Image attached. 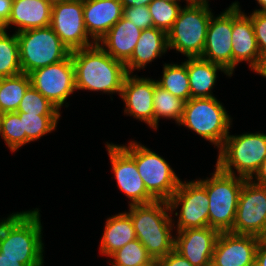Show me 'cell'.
<instances>
[{
    "label": "cell",
    "mask_w": 266,
    "mask_h": 266,
    "mask_svg": "<svg viewBox=\"0 0 266 266\" xmlns=\"http://www.w3.org/2000/svg\"><path fill=\"white\" fill-rule=\"evenodd\" d=\"M39 209L12 213L0 221V253L22 259L24 266H43L44 244Z\"/></svg>",
    "instance_id": "obj_1"
},
{
    "label": "cell",
    "mask_w": 266,
    "mask_h": 266,
    "mask_svg": "<svg viewBox=\"0 0 266 266\" xmlns=\"http://www.w3.org/2000/svg\"><path fill=\"white\" fill-rule=\"evenodd\" d=\"M76 90L102 91L120 96L127 71L97 43L71 51Z\"/></svg>",
    "instance_id": "obj_2"
},
{
    "label": "cell",
    "mask_w": 266,
    "mask_h": 266,
    "mask_svg": "<svg viewBox=\"0 0 266 266\" xmlns=\"http://www.w3.org/2000/svg\"><path fill=\"white\" fill-rule=\"evenodd\" d=\"M129 207L126 213L131 217L137 239L152 259H161L174 250L175 236L171 231L175 223L167 201Z\"/></svg>",
    "instance_id": "obj_3"
},
{
    "label": "cell",
    "mask_w": 266,
    "mask_h": 266,
    "mask_svg": "<svg viewBox=\"0 0 266 266\" xmlns=\"http://www.w3.org/2000/svg\"><path fill=\"white\" fill-rule=\"evenodd\" d=\"M208 0L189 1L181 8L172 28L167 32L168 49L184 56L201 57L206 43L207 28L213 13Z\"/></svg>",
    "instance_id": "obj_4"
},
{
    "label": "cell",
    "mask_w": 266,
    "mask_h": 266,
    "mask_svg": "<svg viewBox=\"0 0 266 266\" xmlns=\"http://www.w3.org/2000/svg\"><path fill=\"white\" fill-rule=\"evenodd\" d=\"M266 158V134L228 135L219 149L216 166L225 173L250 180ZM236 169V171L233 170Z\"/></svg>",
    "instance_id": "obj_5"
},
{
    "label": "cell",
    "mask_w": 266,
    "mask_h": 266,
    "mask_svg": "<svg viewBox=\"0 0 266 266\" xmlns=\"http://www.w3.org/2000/svg\"><path fill=\"white\" fill-rule=\"evenodd\" d=\"M247 179L222 172L217 166L211 178L198 180L209 199V227L229 232L234 225L238 198Z\"/></svg>",
    "instance_id": "obj_6"
},
{
    "label": "cell",
    "mask_w": 266,
    "mask_h": 266,
    "mask_svg": "<svg viewBox=\"0 0 266 266\" xmlns=\"http://www.w3.org/2000/svg\"><path fill=\"white\" fill-rule=\"evenodd\" d=\"M231 119L216 97L190 98L178 125L193 130L220 149L230 133Z\"/></svg>",
    "instance_id": "obj_7"
},
{
    "label": "cell",
    "mask_w": 266,
    "mask_h": 266,
    "mask_svg": "<svg viewBox=\"0 0 266 266\" xmlns=\"http://www.w3.org/2000/svg\"><path fill=\"white\" fill-rule=\"evenodd\" d=\"M121 147L134 159L147 192L156 201L168 202L181 181L168 161L135 141Z\"/></svg>",
    "instance_id": "obj_8"
},
{
    "label": "cell",
    "mask_w": 266,
    "mask_h": 266,
    "mask_svg": "<svg viewBox=\"0 0 266 266\" xmlns=\"http://www.w3.org/2000/svg\"><path fill=\"white\" fill-rule=\"evenodd\" d=\"M16 35L22 73L29 74L35 69L58 63L71 54L50 26L21 31Z\"/></svg>",
    "instance_id": "obj_9"
},
{
    "label": "cell",
    "mask_w": 266,
    "mask_h": 266,
    "mask_svg": "<svg viewBox=\"0 0 266 266\" xmlns=\"http://www.w3.org/2000/svg\"><path fill=\"white\" fill-rule=\"evenodd\" d=\"M170 210L181 206L176 230L204 228L209 226V199L206 188L198 181H180L177 190L168 201Z\"/></svg>",
    "instance_id": "obj_10"
},
{
    "label": "cell",
    "mask_w": 266,
    "mask_h": 266,
    "mask_svg": "<svg viewBox=\"0 0 266 266\" xmlns=\"http://www.w3.org/2000/svg\"><path fill=\"white\" fill-rule=\"evenodd\" d=\"M266 230V187L246 180L241 188L233 228L235 234L261 237Z\"/></svg>",
    "instance_id": "obj_11"
},
{
    "label": "cell",
    "mask_w": 266,
    "mask_h": 266,
    "mask_svg": "<svg viewBox=\"0 0 266 266\" xmlns=\"http://www.w3.org/2000/svg\"><path fill=\"white\" fill-rule=\"evenodd\" d=\"M29 77L31 85L58 109L76 90L71 54L58 63L35 69Z\"/></svg>",
    "instance_id": "obj_12"
},
{
    "label": "cell",
    "mask_w": 266,
    "mask_h": 266,
    "mask_svg": "<svg viewBox=\"0 0 266 266\" xmlns=\"http://www.w3.org/2000/svg\"><path fill=\"white\" fill-rule=\"evenodd\" d=\"M50 27L70 51L96 44L88 37L85 27L83 0H68L53 4Z\"/></svg>",
    "instance_id": "obj_13"
},
{
    "label": "cell",
    "mask_w": 266,
    "mask_h": 266,
    "mask_svg": "<svg viewBox=\"0 0 266 266\" xmlns=\"http://www.w3.org/2000/svg\"><path fill=\"white\" fill-rule=\"evenodd\" d=\"M119 189L130 199L129 205L149 204L156 200L147 192L134 159L120 146L106 144Z\"/></svg>",
    "instance_id": "obj_14"
},
{
    "label": "cell",
    "mask_w": 266,
    "mask_h": 266,
    "mask_svg": "<svg viewBox=\"0 0 266 266\" xmlns=\"http://www.w3.org/2000/svg\"><path fill=\"white\" fill-rule=\"evenodd\" d=\"M232 4L217 17L211 16L201 58L221 65L232 75Z\"/></svg>",
    "instance_id": "obj_15"
},
{
    "label": "cell",
    "mask_w": 266,
    "mask_h": 266,
    "mask_svg": "<svg viewBox=\"0 0 266 266\" xmlns=\"http://www.w3.org/2000/svg\"><path fill=\"white\" fill-rule=\"evenodd\" d=\"M239 2L232 3V74L238 63L246 61L253 72L261 65L262 57L257 45L251 16L244 14Z\"/></svg>",
    "instance_id": "obj_16"
},
{
    "label": "cell",
    "mask_w": 266,
    "mask_h": 266,
    "mask_svg": "<svg viewBox=\"0 0 266 266\" xmlns=\"http://www.w3.org/2000/svg\"><path fill=\"white\" fill-rule=\"evenodd\" d=\"M260 238L253 235L220 232L214 247L211 266H255Z\"/></svg>",
    "instance_id": "obj_17"
},
{
    "label": "cell",
    "mask_w": 266,
    "mask_h": 266,
    "mask_svg": "<svg viewBox=\"0 0 266 266\" xmlns=\"http://www.w3.org/2000/svg\"><path fill=\"white\" fill-rule=\"evenodd\" d=\"M154 91L155 80L127 74L120 94L125 103L124 113L147 123L153 129Z\"/></svg>",
    "instance_id": "obj_18"
},
{
    "label": "cell",
    "mask_w": 266,
    "mask_h": 266,
    "mask_svg": "<svg viewBox=\"0 0 266 266\" xmlns=\"http://www.w3.org/2000/svg\"><path fill=\"white\" fill-rule=\"evenodd\" d=\"M174 250L193 266H211L219 231L212 227L176 231Z\"/></svg>",
    "instance_id": "obj_19"
},
{
    "label": "cell",
    "mask_w": 266,
    "mask_h": 266,
    "mask_svg": "<svg viewBox=\"0 0 266 266\" xmlns=\"http://www.w3.org/2000/svg\"><path fill=\"white\" fill-rule=\"evenodd\" d=\"M120 0H83L84 23L91 40H99L122 18Z\"/></svg>",
    "instance_id": "obj_20"
},
{
    "label": "cell",
    "mask_w": 266,
    "mask_h": 266,
    "mask_svg": "<svg viewBox=\"0 0 266 266\" xmlns=\"http://www.w3.org/2000/svg\"><path fill=\"white\" fill-rule=\"evenodd\" d=\"M52 4L46 0H13L10 18L4 26L18 27L15 33L45 28L51 24Z\"/></svg>",
    "instance_id": "obj_21"
},
{
    "label": "cell",
    "mask_w": 266,
    "mask_h": 266,
    "mask_svg": "<svg viewBox=\"0 0 266 266\" xmlns=\"http://www.w3.org/2000/svg\"><path fill=\"white\" fill-rule=\"evenodd\" d=\"M141 31L122 16L97 44L111 57L125 64L133 54Z\"/></svg>",
    "instance_id": "obj_22"
},
{
    "label": "cell",
    "mask_w": 266,
    "mask_h": 266,
    "mask_svg": "<svg viewBox=\"0 0 266 266\" xmlns=\"http://www.w3.org/2000/svg\"><path fill=\"white\" fill-rule=\"evenodd\" d=\"M168 50L167 33L159 28H149L141 31L131 58L125 63L127 74L134 69H144L146 64L165 54Z\"/></svg>",
    "instance_id": "obj_23"
},
{
    "label": "cell",
    "mask_w": 266,
    "mask_h": 266,
    "mask_svg": "<svg viewBox=\"0 0 266 266\" xmlns=\"http://www.w3.org/2000/svg\"><path fill=\"white\" fill-rule=\"evenodd\" d=\"M186 68L190 84V98L215 97L211 89L215 86L218 70L229 77L232 76L221 65L201 57H188Z\"/></svg>",
    "instance_id": "obj_24"
},
{
    "label": "cell",
    "mask_w": 266,
    "mask_h": 266,
    "mask_svg": "<svg viewBox=\"0 0 266 266\" xmlns=\"http://www.w3.org/2000/svg\"><path fill=\"white\" fill-rule=\"evenodd\" d=\"M137 239L131 217L122 212L106 219L100 242V253L109 257L112 253Z\"/></svg>",
    "instance_id": "obj_25"
},
{
    "label": "cell",
    "mask_w": 266,
    "mask_h": 266,
    "mask_svg": "<svg viewBox=\"0 0 266 266\" xmlns=\"http://www.w3.org/2000/svg\"><path fill=\"white\" fill-rule=\"evenodd\" d=\"M31 85L29 74L20 73L0 79V110L17 112L24 93Z\"/></svg>",
    "instance_id": "obj_26"
},
{
    "label": "cell",
    "mask_w": 266,
    "mask_h": 266,
    "mask_svg": "<svg viewBox=\"0 0 266 266\" xmlns=\"http://www.w3.org/2000/svg\"><path fill=\"white\" fill-rule=\"evenodd\" d=\"M156 83L185 102L190 99V84L186 61L179 65L165 63L162 79L156 80Z\"/></svg>",
    "instance_id": "obj_27"
},
{
    "label": "cell",
    "mask_w": 266,
    "mask_h": 266,
    "mask_svg": "<svg viewBox=\"0 0 266 266\" xmlns=\"http://www.w3.org/2000/svg\"><path fill=\"white\" fill-rule=\"evenodd\" d=\"M185 101L158 86L155 80L154 91V129L158 128L159 119H174L179 124L182 119Z\"/></svg>",
    "instance_id": "obj_28"
},
{
    "label": "cell",
    "mask_w": 266,
    "mask_h": 266,
    "mask_svg": "<svg viewBox=\"0 0 266 266\" xmlns=\"http://www.w3.org/2000/svg\"><path fill=\"white\" fill-rule=\"evenodd\" d=\"M22 73L16 33L9 35L0 29V79Z\"/></svg>",
    "instance_id": "obj_29"
},
{
    "label": "cell",
    "mask_w": 266,
    "mask_h": 266,
    "mask_svg": "<svg viewBox=\"0 0 266 266\" xmlns=\"http://www.w3.org/2000/svg\"><path fill=\"white\" fill-rule=\"evenodd\" d=\"M61 115H36L19 113L23 133H26V144L40 139L54 131Z\"/></svg>",
    "instance_id": "obj_30"
},
{
    "label": "cell",
    "mask_w": 266,
    "mask_h": 266,
    "mask_svg": "<svg viewBox=\"0 0 266 266\" xmlns=\"http://www.w3.org/2000/svg\"><path fill=\"white\" fill-rule=\"evenodd\" d=\"M109 257L111 266H143L152 260L138 239L132 240Z\"/></svg>",
    "instance_id": "obj_31"
},
{
    "label": "cell",
    "mask_w": 266,
    "mask_h": 266,
    "mask_svg": "<svg viewBox=\"0 0 266 266\" xmlns=\"http://www.w3.org/2000/svg\"><path fill=\"white\" fill-rule=\"evenodd\" d=\"M0 136L12 152L26 145V133H23L22 121L18 112L3 114Z\"/></svg>",
    "instance_id": "obj_32"
},
{
    "label": "cell",
    "mask_w": 266,
    "mask_h": 266,
    "mask_svg": "<svg viewBox=\"0 0 266 266\" xmlns=\"http://www.w3.org/2000/svg\"><path fill=\"white\" fill-rule=\"evenodd\" d=\"M60 110L32 85L28 87L17 109L18 113L60 115Z\"/></svg>",
    "instance_id": "obj_33"
},
{
    "label": "cell",
    "mask_w": 266,
    "mask_h": 266,
    "mask_svg": "<svg viewBox=\"0 0 266 266\" xmlns=\"http://www.w3.org/2000/svg\"><path fill=\"white\" fill-rule=\"evenodd\" d=\"M181 5L162 0H153L148 9L153 20V27L164 30L166 33L172 28Z\"/></svg>",
    "instance_id": "obj_34"
},
{
    "label": "cell",
    "mask_w": 266,
    "mask_h": 266,
    "mask_svg": "<svg viewBox=\"0 0 266 266\" xmlns=\"http://www.w3.org/2000/svg\"><path fill=\"white\" fill-rule=\"evenodd\" d=\"M123 16L141 30L153 27L148 6L123 7Z\"/></svg>",
    "instance_id": "obj_35"
},
{
    "label": "cell",
    "mask_w": 266,
    "mask_h": 266,
    "mask_svg": "<svg viewBox=\"0 0 266 266\" xmlns=\"http://www.w3.org/2000/svg\"><path fill=\"white\" fill-rule=\"evenodd\" d=\"M251 21L262 58L266 57V13L252 11Z\"/></svg>",
    "instance_id": "obj_36"
},
{
    "label": "cell",
    "mask_w": 266,
    "mask_h": 266,
    "mask_svg": "<svg viewBox=\"0 0 266 266\" xmlns=\"http://www.w3.org/2000/svg\"><path fill=\"white\" fill-rule=\"evenodd\" d=\"M162 266H193L186 258L177 251L172 250L160 259Z\"/></svg>",
    "instance_id": "obj_37"
},
{
    "label": "cell",
    "mask_w": 266,
    "mask_h": 266,
    "mask_svg": "<svg viewBox=\"0 0 266 266\" xmlns=\"http://www.w3.org/2000/svg\"><path fill=\"white\" fill-rule=\"evenodd\" d=\"M13 0H0V29H4L5 24L11 15Z\"/></svg>",
    "instance_id": "obj_38"
},
{
    "label": "cell",
    "mask_w": 266,
    "mask_h": 266,
    "mask_svg": "<svg viewBox=\"0 0 266 266\" xmlns=\"http://www.w3.org/2000/svg\"><path fill=\"white\" fill-rule=\"evenodd\" d=\"M255 266H266V243L261 239L256 249Z\"/></svg>",
    "instance_id": "obj_39"
},
{
    "label": "cell",
    "mask_w": 266,
    "mask_h": 266,
    "mask_svg": "<svg viewBox=\"0 0 266 266\" xmlns=\"http://www.w3.org/2000/svg\"><path fill=\"white\" fill-rule=\"evenodd\" d=\"M254 175L255 176H253L250 180L256 185L266 187V158L261 163L258 171Z\"/></svg>",
    "instance_id": "obj_40"
},
{
    "label": "cell",
    "mask_w": 266,
    "mask_h": 266,
    "mask_svg": "<svg viewBox=\"0 0 266 266\" xmlns=\"http://www.w3.org/2000/svg\"><path fill=\"white\" fill-rule=\"evenodd\" d=\"M0 266H24V265L22 264V259L5 257L4 254L0 253Z\"/></svg>",
    "instance_id": "obj_41"
},
{
    "label": "cell",
    "mask_w": 266,
    "mask_h": 266,
    "mask_svg": "<svg viewBox=\"0 0 266 266\" xmlns=\"http://www.w3.org/2000/svg\"><path fill=\"white\" fill-rule=\"evenodd\" d=\"M153 0H120L123 7L148 6Z\"/></svg>",
    "instance_id": "obj_42"
},
{
    "label": "cell",
    "mask_w": 266,
    "mask_h": 266,
    "mask_svg": "<svg viewBox=\"0 0 266 266\" xmlns=\"http://www.w3.org/2000/svg\"><path fill=\"white\" fill-rule=\"evenodd\" d=\"M266 78V57L262 59L259 69L255 72Z\"/></svg>",
    "instance_id": "obj_43"
},
{
    "label": "cell",
    "mask_w": 266,
    "mask_h": 266,
    "mask_svg": "<svg viewBox=\"0 0 266 266\" xmlns=\"http://www.w3.org/2000/svg\"><path fill=\"white\" fill-rule=\"evenodd\" d=\"M257 3L259 4V6L262 8L256 9L254 11H258V12H264L266 13V0H256Z\"/></svg>",
    "instance_id": "obj_44"
},
{
    "label": "cell",
    "mask_w": 266,
    "mask_h": 266,
    "mask_svg": "<svg viewBox=\"0 0 266 266\" xmlns=\"http://www.w3.org/2000/svg\"><path fill=\"white\" fill-rule=\"evenodd\" d=\"M143 266H162L160 259H152L149 263Z\"/></svg>",
    "instance_id": "obj_45"
},
{
    "label": "cell",
    "mask_w": 266,
    "mask_h": 266,
    "mask_svg": "<svg viewBox=\"0 0 266 266\" xmlns=\"http://www.w3.org/2000/svg\"><path fill=\"white\" fill-rule=\"evenodd\" d=\"M48 1L50 4H56V3H61V2H65V1H68V0H46Z\"/></svg>",
    "instance_id": "obj_46"
},
{
    "label": "cell",
    "mask_w": 266,
    "mask_h": 266,
    "mask_svg": "<svg viewBox=\"0 0 266 266\" xmlns=\"http://www.w3.org/2000/svg\"><path fill=\"white\" fill-rule=\"evenodd\" d=\"M162 1H167V2H171V3H176V4H180V0H162ZM189 1L186 0V4L188 3Z\"/></svg>",
    "instance_id": "obj_47"
},
{
    "label": "cell",
    "mask_w": 266,
    "mask_h": 266,
    "mask_svg": "<svg viewBox=\"0 0 266 266\" xmlns=\"http://www.w3.org/2000/svg\"><path fill=\"white\" fill-rule=\"evenodd\" d=\"M260 239L266 243V230L264 232V234L260 237Z\"/></svg>",
    "instance_id": "obj_48"
},
{
    "label": "cell",
    "mask_w": 266,
    "mask_h": 266,
    "mask_svg": "<svg viewBox=\"0 0 266 266\" xmlns=\"http://www.w3.org/2000/svg\"><path fill=\"white\" fill-rule=\"evenodd\" d=\"M3 112L0 110V132H1V125H2V117H3Z\"/></svg>",
    "instance_id": "obj_49"
}]
</instances>
